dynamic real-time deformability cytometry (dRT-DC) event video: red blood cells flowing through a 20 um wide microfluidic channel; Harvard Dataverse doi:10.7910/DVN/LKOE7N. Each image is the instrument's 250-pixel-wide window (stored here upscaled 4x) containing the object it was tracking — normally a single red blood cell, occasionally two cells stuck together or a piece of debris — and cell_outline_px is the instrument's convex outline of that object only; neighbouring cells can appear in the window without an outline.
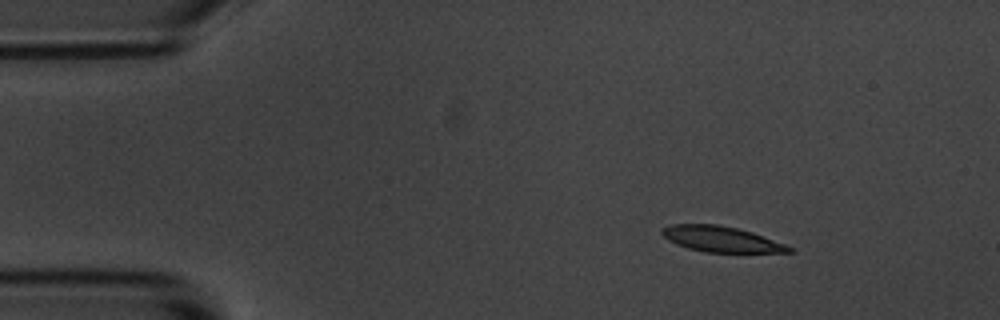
{"species": "common noctule bat (a hibernating species)", "species_latin": "Nyctalus noctula", "temperature_condition": "room temperature", "stored_images_in_passage": 5, "camera_frame_rate_fps": 3000, "um_per_image_px": 0.085, "animal": {"sex": "male", "body_mass_g": 20.1, "forearm_length_mm": 53.5}, "frame": {"image": 1, "passage_image": 2, "time_ms": 1.333, "image_size_px": [1000, 320], "cell_outline_px": [[796, 252], [704, 252], [688, 248], [676, 244], [668, 240], [660, 232], [660, 228], [668, 224], [716, 224], [736, 228], [752, 232], [796, 248]], "centroid_in_image_um": [61.29, 20.32], "position_along_channel_um": 23.7, "area_um2": 19.07}}
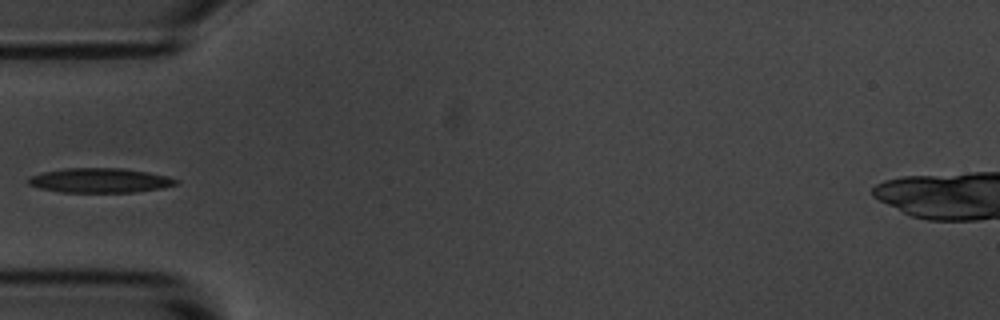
{"frame": {"image": 2, "passage_image": 5, "time_ms": 4.667, "image_size_px": [1000, 320], "cell_outline_px": [[180, 180], [176, 184], [160, 188], [132, 192], [60, 192], [40, 188], [28, 184], [24, 180], [32, 176], [44, 172], [64, 168], [120, 168], [148, 172], [168, 176]], "centroid_in_image_um": [8.47, 15.33], "position_along_channel_um": 76.5, "area_um2": 21.04}}